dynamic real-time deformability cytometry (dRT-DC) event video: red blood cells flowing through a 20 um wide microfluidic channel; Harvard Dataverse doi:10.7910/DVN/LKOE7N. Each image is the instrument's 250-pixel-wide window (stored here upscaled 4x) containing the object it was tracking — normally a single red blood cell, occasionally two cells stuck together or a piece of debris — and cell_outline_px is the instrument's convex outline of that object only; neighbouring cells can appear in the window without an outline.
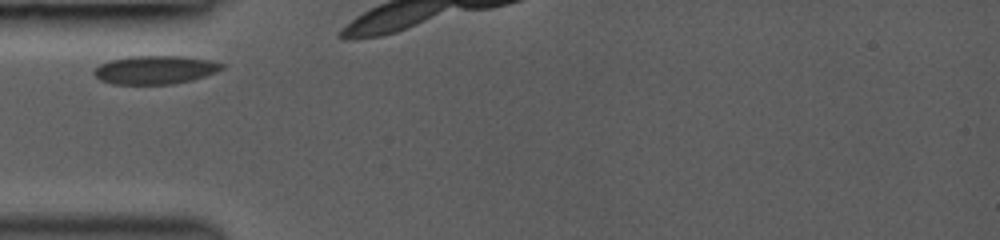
{"species": "common noctule bat (a hibernating species)", "species_latin": "Nyctalus noctula", "temperature_condition": "room temperature", "stored_images_in_passage": 3, "camera_frame_rate_fps": 3000, "um_per_image_px": 0.085, "animal": {"sex": "female", "body_mass_g": 19.0, "forearm_length_mm": 53.3}, "frame": {"image": 1, "passage_image": 1, "time_ms": 0.0, "image_size_px": [1000, 240], "cell_outline_px": [[224, 68], [216, 72], [192, 80], [172, 84], [112, 84], [100, 80], [92, 72], [100, 64], [108, 60], [128, 56], [184, 56], [208, 60], [224, 64]], "centroid_in_image_um": [13.16, 5.93], "position_along_channel_um": 71.8, "area_um2": 21.21}}